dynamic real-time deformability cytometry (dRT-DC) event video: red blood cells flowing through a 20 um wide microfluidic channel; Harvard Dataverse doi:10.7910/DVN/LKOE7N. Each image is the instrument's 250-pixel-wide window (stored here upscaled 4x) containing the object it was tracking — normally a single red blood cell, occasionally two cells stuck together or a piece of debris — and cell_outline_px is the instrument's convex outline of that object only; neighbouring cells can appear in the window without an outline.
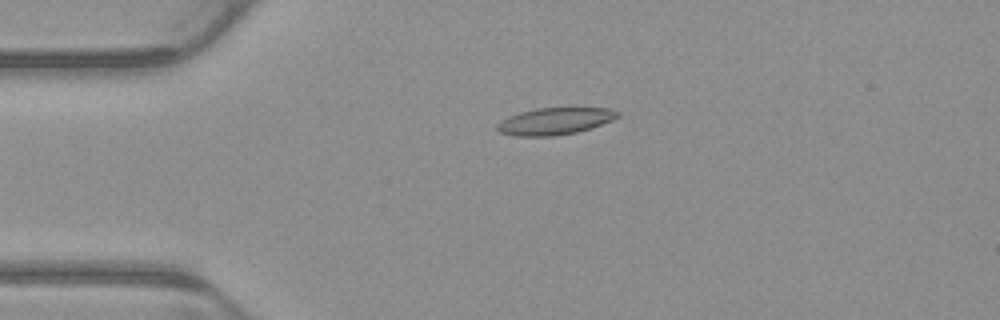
{"species": "common noctule bat (a hibernating species)", "species_latin": "Nyctalus noctula", "temperature_condition": "warm", "stored_images_in_passage": 2, "camera_frame_rate_fps": 3000, "um_per_image_px": 0.085, "animal": {"sex": "male", "body_mass_g": 23.1, "forearm_length_mm": 52.7}, "frame": {"image": 1, "passage_image": 1, "time_ms": 0.0, "image_size_px": [1000, 320], "cell_outline_px": [[620, 116], [612, 120], [576, 132], [552, 136], [516, 136], [500, 132], [496, 128], [496, 124], [508, 116], [520, 112], [536, 108], [608, 108], [620, 112]], "centroid_in_image_um": [47.14, 10.29], "position_along_channel_um": 37.9, "area_um2": 18.73}}